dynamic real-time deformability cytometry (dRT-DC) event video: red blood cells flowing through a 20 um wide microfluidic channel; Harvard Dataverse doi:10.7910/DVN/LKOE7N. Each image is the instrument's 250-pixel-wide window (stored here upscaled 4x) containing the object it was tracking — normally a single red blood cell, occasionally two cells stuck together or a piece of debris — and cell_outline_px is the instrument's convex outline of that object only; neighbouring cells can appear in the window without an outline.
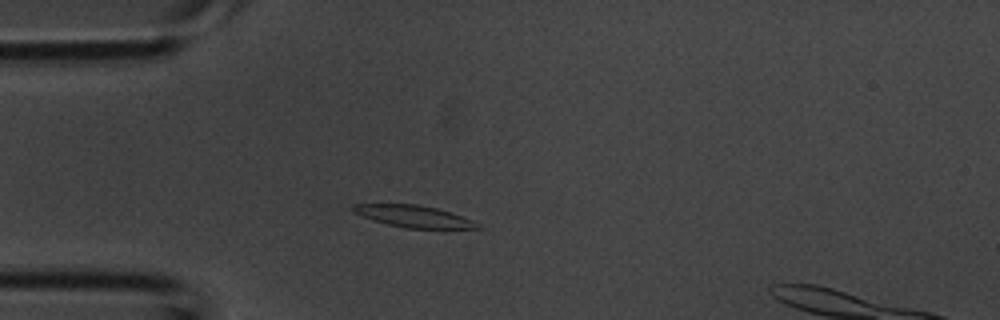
{"species": "common noctule bat (a hibernating species)", "species_latin": "Nyctalus noctula", "temperature_condition": "room temperature", "stored_images_in_passage": 2, "camera_frame_rate_fps": 3000, "um_per_image_px": 0.085, "animal": {"sex": "male", "body_mass_g": 20.1, "forearm_length_mm": 53.5}, "frame": {"image": 1, "passage_image": 2, "time_ms": 0.333, "image_size_px": [1000, 320], "cell_outline_px": [[484, 228], [404, 228], [372, 220], [360, 216], [352, 212], [348, 208], [352, 204], [420, 204], [436, 208], [472, 220], [480, 224]], "centroid_in_image_um": [35.07, 18.38], "position_along_channel_um": 49.9, "area_um2": 15.9}}